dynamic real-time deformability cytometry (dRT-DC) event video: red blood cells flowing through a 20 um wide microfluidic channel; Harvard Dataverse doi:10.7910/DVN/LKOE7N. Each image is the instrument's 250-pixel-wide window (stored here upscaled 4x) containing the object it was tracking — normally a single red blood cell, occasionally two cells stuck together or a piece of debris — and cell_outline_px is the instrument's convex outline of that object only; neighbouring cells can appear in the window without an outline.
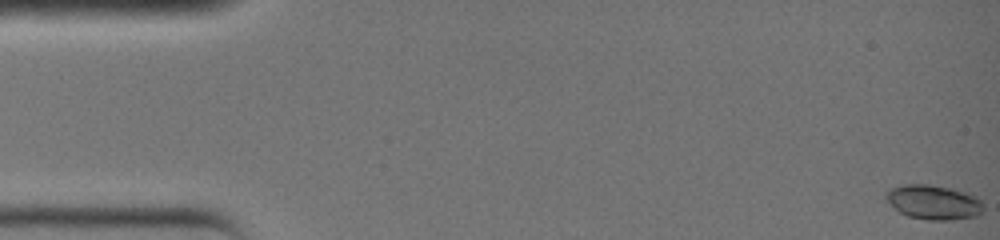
{"species": "common noctule bat (a hibernating species)", "species_latin": "Nyctalus noctula", "temperature_condition": "warm", "stored_images_in_passage": 37, "camera_frame_rate_fps": 3000, "um_per_image_px": 0.085, "animal": {"sex": "female", "body_mass_g": 19.0, "forearm_length_mm": 51.5}, "frame": {"image": 1, "passage_image": 1, "time_ms": 0.0, "image_size_px": [1000, 240], "cell_outline_px": [[984, 212], [976, 216], [952, 220], [928, 220], [908, 216], [900, 212], [884, 200], [884, 192], [892, 188], [904, 184], [928, 184], [968, 192], [976, 196], [984, 204]], "centroid_in_image_um": [79.36, 17.19], "position_along_channel_um": 5.6, "area_um2": 19.88}}
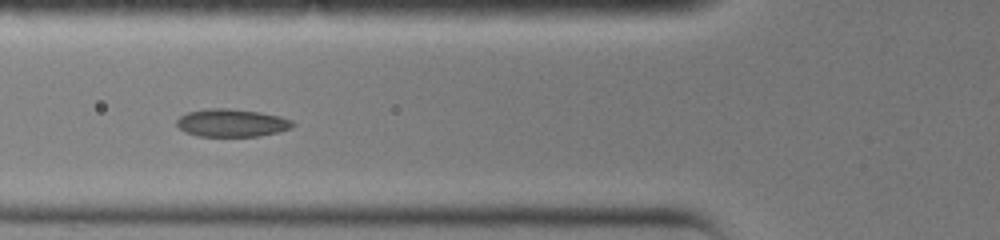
{"frame": {"image": 2, "passage_image": 15, "time_ms": 4.667, "image_size_px": [1000, 240], "cell_outline_px": [[296, 124], [292, 128], [280, 132], [260, 136], [196, 136], [184, 132], [176, 124], [176, 120], [180, 116], [188, 112], [208, 108], [228, 108], [256, 112], [280, 116], [292, 120]], "centroid_in_image_um": [19.71, 10.45], "position_along_channel_um": 106.1, "area_um2": 18.9}}
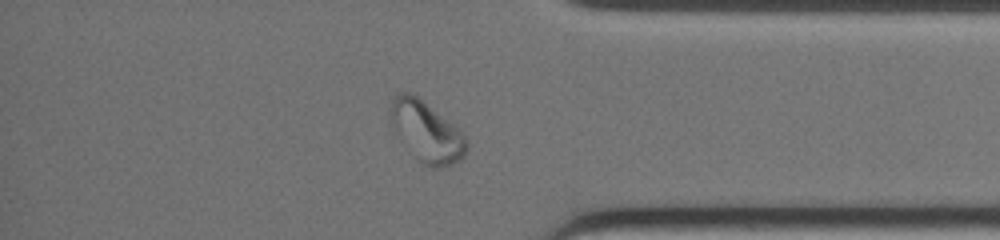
{"frame": {"image": 3, "passage_image": 32, "time_ms": 10.333, "image_size_px": [1000, 240], "cell_outline_px": [[468, 148], [464, 156], [460, 160], [452, 164], [440, 168], [432, 168], [424, 164], [412, 156], [408, 152], [388, 120], [388, 100], [392, 96], [400, 92], [408, 92], [416, 96], [452, 120], [468, 140]], "centroid_in_image_um": [36.21, 11.16], "position_along_channel_um": 399.0, "area_um2": 27.86}}